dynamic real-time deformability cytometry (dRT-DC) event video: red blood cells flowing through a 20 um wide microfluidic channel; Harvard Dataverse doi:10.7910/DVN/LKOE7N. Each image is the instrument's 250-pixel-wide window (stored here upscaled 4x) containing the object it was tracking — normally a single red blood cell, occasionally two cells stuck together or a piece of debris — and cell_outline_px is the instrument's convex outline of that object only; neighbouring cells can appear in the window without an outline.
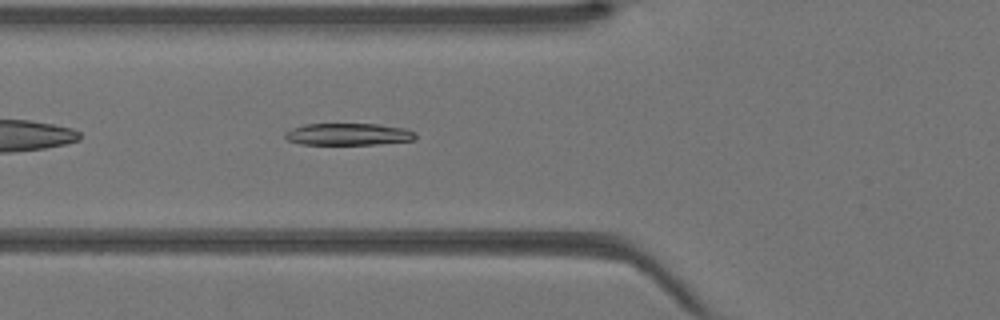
{"species": "Egyptian fruit bat (a non-hibernating species)", "species_latin": "Rousettus aegyptiacus", "temperature_condition": "warm", "stored_images_in_passage": 32, "camera_frame_rate_fps": 3000, "um_per_image_px": 0.085, "animal": {"sex": "female"}, "frame": {"image": 1, "passage_image": 4, "time_ms": 1.0, "image_size_px": [1000, 320], "cell_outline_px": [[416, 140], [376, 144], [300, 144], [288, 140], [284, 136], [284, 132], [292, 128], [304, 124], [380, 124], [404, 128], [416, 132]], "centroid_in_image_um": [29.62, 11.4], "position_along_channel_um": 96.2, "area_um2": 16.76}}
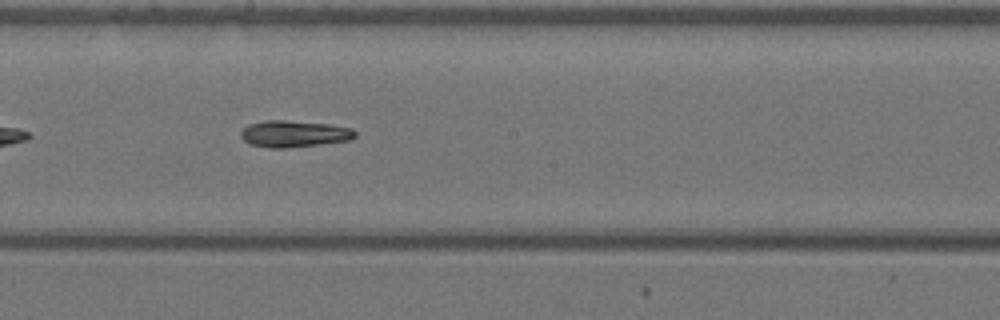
{"frame": {"image": 2, "passage_image": 12, "time_ms": 3.667, "image_size_px": [1000, 320], "cell_outline_px": [[356, 136], [352, 140], [320, 144], [284, 148], [272, 148], [252, 144], [244, 140], [240, 136], [240, 132], [248, 124], [264, 120], [284, 120], [328, 124], [352, 128], [356, 132]], "centroid_in_image_um": [25.01, 11.37], "position_along_channel_um": 223.2, "area_um2": 17.69}}
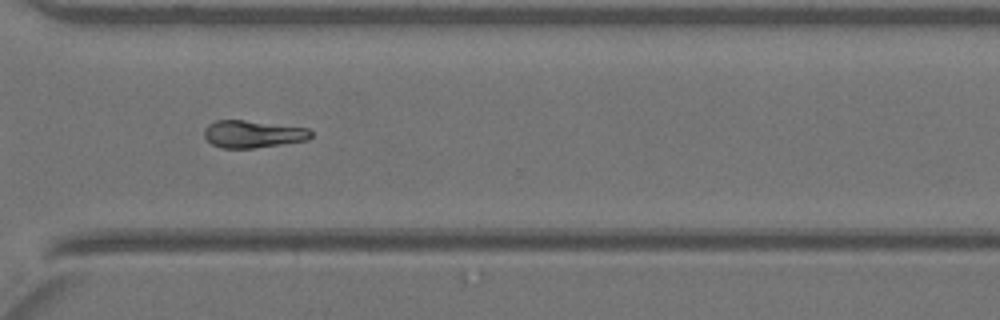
{"frame": {"image": 3, "passage_image": 20, "time_ms": 6.333, "image_size_px": [1000, 320], "cell_outline_px": [[312, 136], [308, 140], [256, 148], [220, 148], [212, 144], [204, 136], [204, 128], [208, 124], [216, 120], [244, 120], [308, 128], [312, 132]], "centroid_in_image_um": [21.48, 11.4], "position_along_channel_um": 349.1, "area_um2": 17.05}}